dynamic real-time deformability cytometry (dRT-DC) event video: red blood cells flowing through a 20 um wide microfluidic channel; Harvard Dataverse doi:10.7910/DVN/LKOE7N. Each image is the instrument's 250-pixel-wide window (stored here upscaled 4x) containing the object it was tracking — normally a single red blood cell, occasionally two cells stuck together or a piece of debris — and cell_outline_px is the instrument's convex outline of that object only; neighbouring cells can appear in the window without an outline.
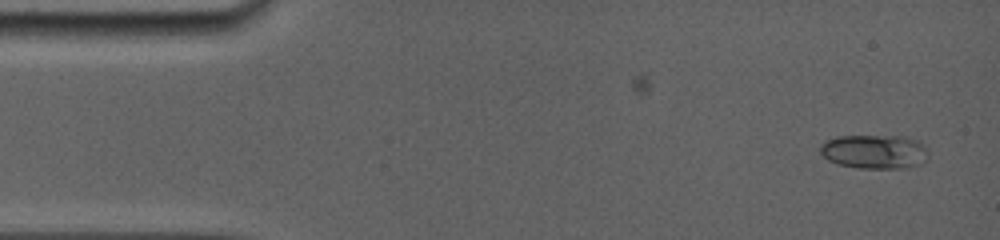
{"species": "common noctule bat (a hibernating species)", "species_latin": "Nyctalus noctula", "temperature_condition": "room temperature", "stored_images_in_passage": 3, "camera_frame_rate_fps": 5000, "um_per_image_px": 0.085, "animal": {"sex": "female", "body_mass_g": 19.0, "forearm_length_mm": 56.7}, "frame": {"image": 1, "passage_image": 3, "time_ms": 1.8, "image_size_px": [1000, 240], "cell_outline_px": [[928, 156], [920, 164], [904, 168], [860, 168], [836, 164], [828, 160], [820, 152], [820, 144], [824, 140], [836, 136], [904, 136], [916, 140], [924, 148]], "centroid_in_image_um": [74.26, 12.89], "position_along_channel_um": 10.7, "area_um2": 21.44}}